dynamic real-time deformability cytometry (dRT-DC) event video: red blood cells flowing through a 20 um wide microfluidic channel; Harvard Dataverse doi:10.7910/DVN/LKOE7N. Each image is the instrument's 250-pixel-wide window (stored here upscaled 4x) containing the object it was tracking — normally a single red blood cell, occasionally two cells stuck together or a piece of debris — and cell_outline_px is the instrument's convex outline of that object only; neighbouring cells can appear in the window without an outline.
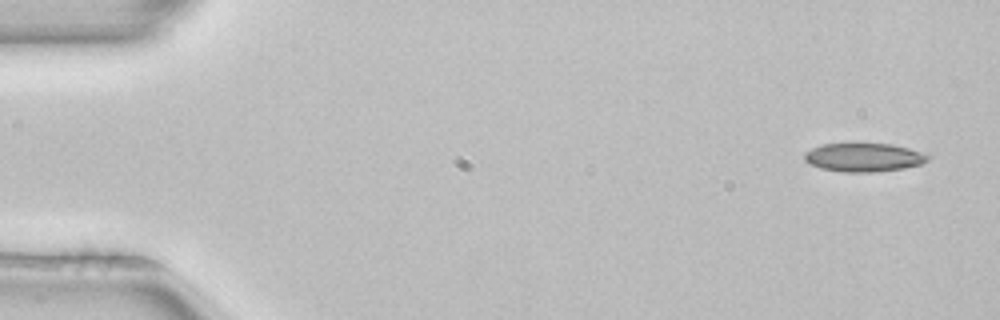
{"species": "common noctule bat (a hibernating species)", "species_latin": "Nyctalus noctula", "temperature_condition": "room temperature", "stored_images_in_passage": 3, "camera_frame_rate_fps": 3000, "um_per_image_px": 0.085, "animal": {"sex": "female", "body_mass_g": 22.7, "forearm_length_mm": 54.2}, "frame": {"image": 1, "passage_image": 1, "time_ms": 0.0, "image_size_px": [1000, 320], "cell_outline_px": [[932, 156], [928, 160], [920, 164], [904, 168], [872, 172], [844, 172], [820, 168], [804, 160], [804, 152], [820, 144], [892, 144], [928, 152]], "centroid_in_image_um": [73.47, 13.37], "position_along_channel_um": 11.5, "area_um2": 20.69}}